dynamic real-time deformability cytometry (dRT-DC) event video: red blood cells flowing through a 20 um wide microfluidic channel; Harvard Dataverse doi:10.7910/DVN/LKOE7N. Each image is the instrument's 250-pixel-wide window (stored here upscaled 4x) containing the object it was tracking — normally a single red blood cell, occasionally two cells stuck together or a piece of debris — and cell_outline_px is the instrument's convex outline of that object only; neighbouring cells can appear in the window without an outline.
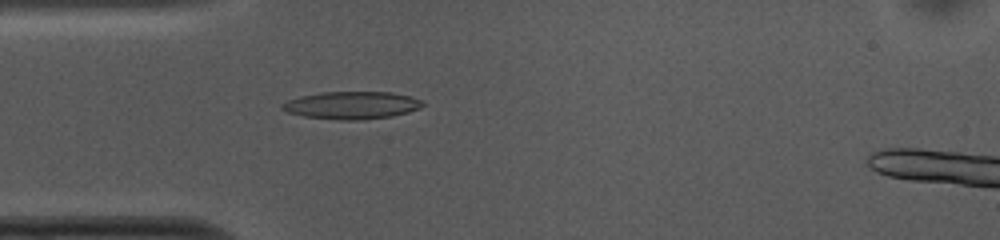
{"species": "common noctule bat (a hibernating species)", "species_latin": "Nyctalus noctula", "temperature_condition": "cold", "stored_images_in_passage": 53, "segment_of_instrument_passage": [1, 2], "camera_frame_rate_fps": 3000, "um_per_image_px": 0.085, "animal": {"sex": "female", "body_mass_g": 10.0, "forearm_length_mm": 53.1}, "frame": {"image": 1, "passage_image": 14, "time_ms": 4.333, "image_size_px": [1000, 240], "cell_outline_px": [[424, 104], [420, 108], [408, 112], [392, 116], [360, 120], [344, 120], [304, 116], [288, 112], [280, 108], [280, 104], [288, 100], [300, 96], [320, 92], [392, 92], [412, 96], [424, 100]], "centroid_in_image_um": [29.93, 8.93], "position_along_channel_um": 55.1, "area_um2": 22.66}}
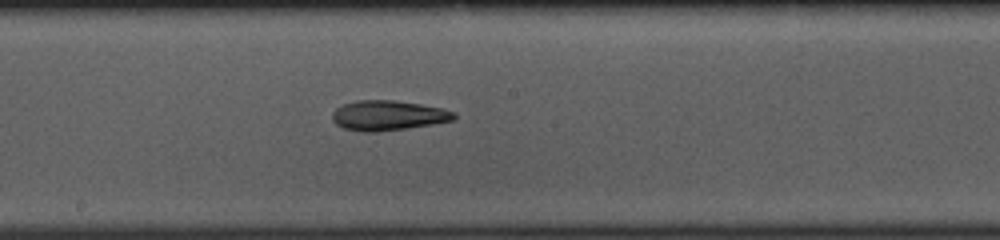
{"frame": {"image": 2, "passage_image": 27, "time_ms": 8.667, "image_size_px": [1000, 240], "cell_outline_px": [[456, 116], [452, 120], [432, 124], [408, 128], [376, 132], [360, 132], [344, 128], [336, 124], [332, 120], [332, 112], [336, 108], [344, 104], [356, 100], [392, 100], [420, 104], [444, 108], [456, 112]], "centroid_in_image_um": [32.97, 9.81], "position_along_channel_um": 215.2, "area_um2": 21.33}}
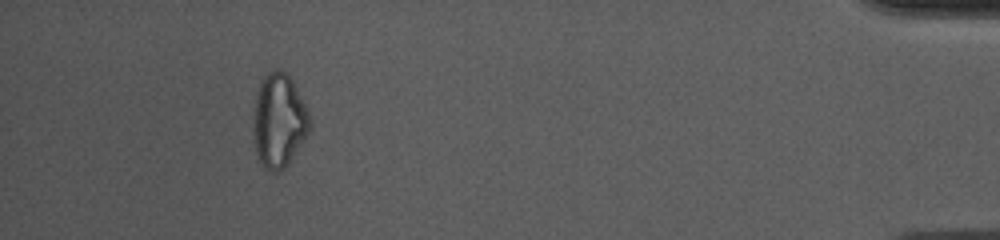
{"frame": {"image": 3, "passage_image": 48, "time_ms": 15.667, "image_size_px": [1000, 240], "cell_outline_px": [[312, 128], [288, 164], [284, 168], [276, 172], [272, 172], [264, 168], [256, 156], [252, 140], [252, 108], [256, 92], [260, 80], [268, 72], [276, 68], [284, 72], [292, 80], [312, 120]], "centroid_in_image_um": [23.66, 10.27], "position_along_channel_um": 411.5, "area_um2": 31.67}}